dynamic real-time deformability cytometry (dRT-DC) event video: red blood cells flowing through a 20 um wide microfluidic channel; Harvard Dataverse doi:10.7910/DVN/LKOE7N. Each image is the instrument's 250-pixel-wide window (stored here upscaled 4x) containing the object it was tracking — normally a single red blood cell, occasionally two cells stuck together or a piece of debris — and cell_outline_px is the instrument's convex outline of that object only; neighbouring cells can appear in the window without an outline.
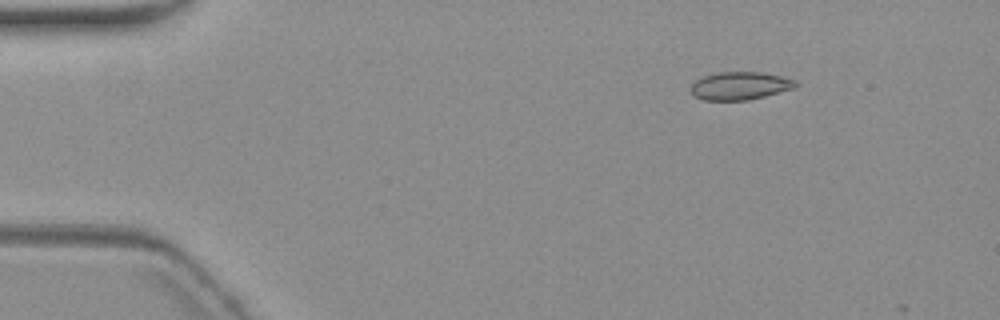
{"species": "common noctule bat (a hibernating species)", "species_latin": "Nyctalus noctula", "temperature_condition": "warm", "stored_images_in_passage": 3, "camera_frame_rate_fps": 3000, "um_per_image_px": 0.085, "animal": {"sex": "female", "body_mass_g": 19.3, "forearm_length_mm": 54.1}, "frame": {"image": 1, "passage_image": 2, "time_ms": 1.333, "image_size_px": [1000, 320], "cell_outline_px": [[796, 84], [792, 88], [764, 96], [748, 100], [704, 100], [692, 96], [688, 88], [696, 80], [704, 76], [720, 72], [760, 72], [784, 76], [796, 80]], "centroid_in_image_um": [62.84, 7.29], "position_along_channel_um": 22.2, "area_um2": 17.05}}